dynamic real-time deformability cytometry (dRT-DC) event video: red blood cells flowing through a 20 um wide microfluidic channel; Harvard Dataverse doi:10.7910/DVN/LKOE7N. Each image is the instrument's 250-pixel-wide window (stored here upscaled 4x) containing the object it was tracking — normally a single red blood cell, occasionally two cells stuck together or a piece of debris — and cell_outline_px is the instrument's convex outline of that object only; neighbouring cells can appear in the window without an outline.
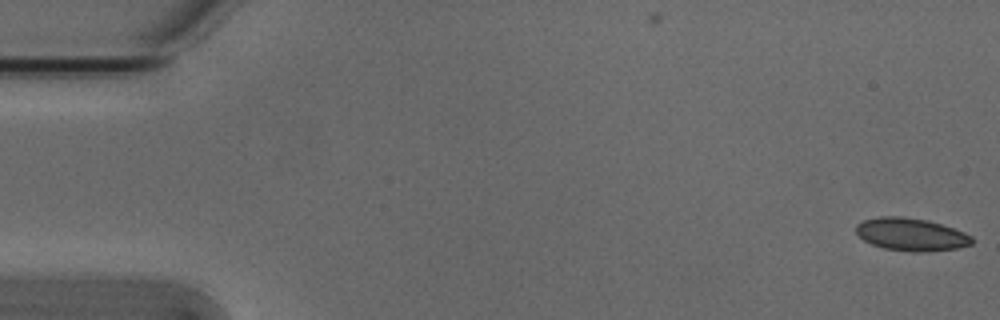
{"species": "Egyptian fruit bat (a non-hibernating species)", "species_latin": "Rousettus aegyptiacus", "temperature_condition": "cold", "stored_images_in_passage": 3, "camera_frame_rate_fps": 3000, "um_per_image_px": 0.085, "animal": {"sex": "male"}, "frame": {"image": 1, "passage_image": 1, "time_ms": 0.0, "image_size_px": [1000, 320], "cell_outline_px": [[972, 244], [956, 248], [924, 252], [912, 252], [884, 248], [872, 244], [864, 240], [856, 232], [856, 224], [864, 220], [880, 216], [900, 216], [928, 220], [964, 232], [972, 236]], "centroid_in_image_um": [77.43, 19.92], "position_along_channel_um": 7.6, "area_um2": 21.96}}